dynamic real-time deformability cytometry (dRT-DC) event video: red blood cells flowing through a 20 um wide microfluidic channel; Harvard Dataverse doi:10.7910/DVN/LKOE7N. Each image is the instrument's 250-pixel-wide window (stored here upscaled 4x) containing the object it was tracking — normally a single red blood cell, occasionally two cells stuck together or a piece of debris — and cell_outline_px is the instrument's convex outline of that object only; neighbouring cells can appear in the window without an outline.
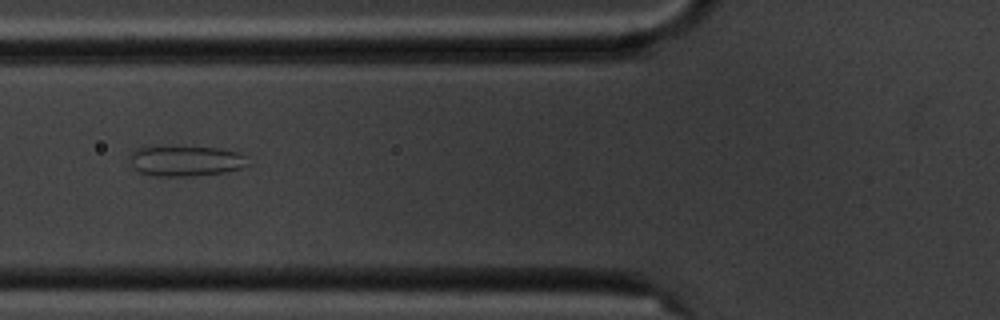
{"species": "common noctule bat (a hibernating species)", "species_latin": "Nyctalus noctula", "temperature_condition": "cold", "stored_images_in_passage": 7, "camera_frame_rate_fps": 3000, "um_per_image_px": 0.085, "animal": {"sex": "male", "body_mass_g": 20.1, "forearm_length_mm": 53.5}, "frame": {"image": 1, "passage_image": 5, "time_ms": 5.667, "image_size_px": [1000, 320], "cell_outline_px": [[252, 164], [240, 168], [224, 172], [192, 176], [156, 176], [136, 172], [132, 164], [132, 152], [136, 148], [160, 144], [164, 144], [220, 148], [240, 152], [248, 156]], "centroid_in_image_um": [15.82, 13.63], "position_along_channel_um": 110.0, "area_um2": 21.96}}